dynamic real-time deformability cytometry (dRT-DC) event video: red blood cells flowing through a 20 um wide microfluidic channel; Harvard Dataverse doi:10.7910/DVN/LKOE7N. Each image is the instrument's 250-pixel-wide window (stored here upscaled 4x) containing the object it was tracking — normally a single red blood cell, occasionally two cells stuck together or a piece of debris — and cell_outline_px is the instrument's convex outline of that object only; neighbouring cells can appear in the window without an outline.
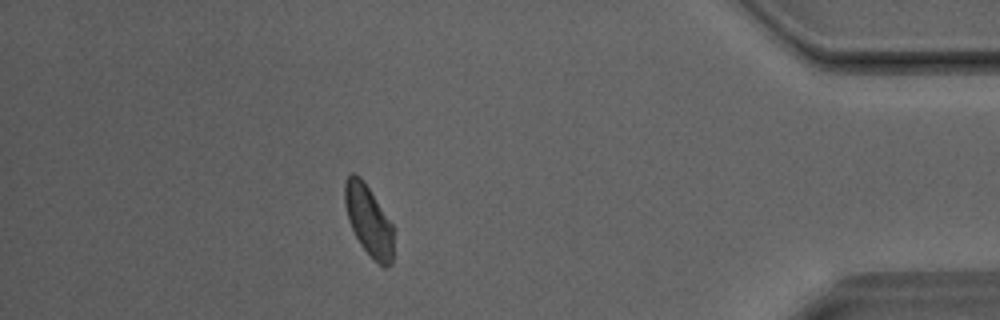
{"species": "Egyptian fruit bat (a non-hibernating species)", "species_latin": "Rousettus aegyptiacus", "temperature_condition": "room temperature", "stored_images_in_passage": 37, "camera_frame_rate_fps": 3000, "um_per_image_px": 0.085, "animal": {"sex": "male"}, "frame": {"image": 1, "passage_image": 32, "time_ms": 10.333, "image_size_px": [1000, 320], "cell_outline_px": [[392, 264], [384, 268], [360, 244], [348, 220], [344, 204], [344, 184], [348, 176], [352, 172], [356, 172], [364, 180], [392, 224]], "centroid_in_image_um": [31.3, 18.68], "position_along_channel_um": 403.9, "area_um2": 19.77}}